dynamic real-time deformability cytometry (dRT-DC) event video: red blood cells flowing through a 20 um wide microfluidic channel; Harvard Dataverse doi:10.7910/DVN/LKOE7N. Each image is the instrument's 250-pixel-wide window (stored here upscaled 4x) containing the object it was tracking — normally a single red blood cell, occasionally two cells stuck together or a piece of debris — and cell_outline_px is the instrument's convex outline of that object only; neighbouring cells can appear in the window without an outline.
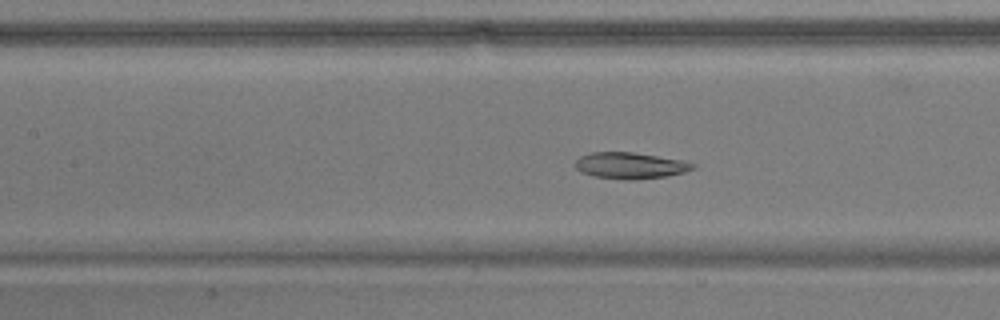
{"species": "common noctule bat (a hibernating species)", "species_latin": "Nyctalus noctula", "temperature_condition": "warm", "stored_images_in_passage": 52, "camera_frame_rate_fps": 3000, "um_per_image_px": 0.085, "animal": {"sex": "male", "body_mass_g": 17.9}, "frame": {"image": 1, "passage_image": 22, "time_ms": 7.0, "image_size_px": [1000, 320], "cell_outline_px": [[696, 168], [684, 172], [668, 176], [636, 180], [624, 180], [596, 176], [580, 172], [576, 168], [576, 160], [580, 156], [592, 152], [632, 152], [680, 160], [696, 164]], "centroid_in_image_um": [53.57, 14.08], "position_along_channel_um": 153.8, "area_um2": 17.98}}
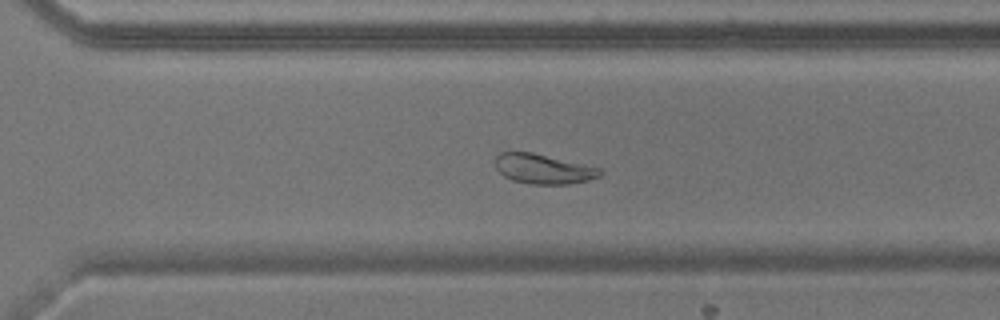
{"frame": {"image": 2, "passage_image": 36, "time_ms": 11.667, "image_size_px": [1000, 320], "cell_outline_px": [[604, 172], [600, 176], [588, 180], [568, 184], [528, 184], [512, 180], [504, 176], [496, 168], [496, 156], [500, 152], [532, 152], [600, 168]], "centroid_in_image_um": [46.18, 14.36], "position_along_channel_um": 324.4, "area_um2": 18.09}}
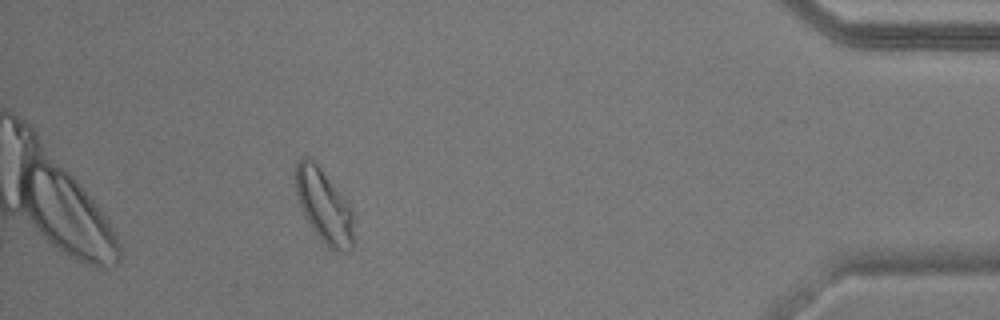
{"frame": {"image": 3, "passage_image": 47, "time_ms": 15.333, "image_size_px": [1000, 320], "cell_outline_px": [[356, 244], [348, 252], [336, 252], [328, 248], [312, 228], [300, 204], [296, 192], [296, 160], [300, 156], [308, 156], [320, 168], [340, 192], [352, 208]], "centroid_in_image_um": [27.6, 17.56], "position_along_channel_um": 407.6, "area_um2": 25.09}, "authors_computed_cell_mechanics": {"area_um2": 21.5594, "velocity_mm_per_s": 3.6704, "shape_relaxation_time_tau1_ms": 6.0921, "shape_relaxation_time_tau2_ms": 2.7482, "deformation_change_tau1": 0.1389, "deformation_change_tau2": 0.0698}}